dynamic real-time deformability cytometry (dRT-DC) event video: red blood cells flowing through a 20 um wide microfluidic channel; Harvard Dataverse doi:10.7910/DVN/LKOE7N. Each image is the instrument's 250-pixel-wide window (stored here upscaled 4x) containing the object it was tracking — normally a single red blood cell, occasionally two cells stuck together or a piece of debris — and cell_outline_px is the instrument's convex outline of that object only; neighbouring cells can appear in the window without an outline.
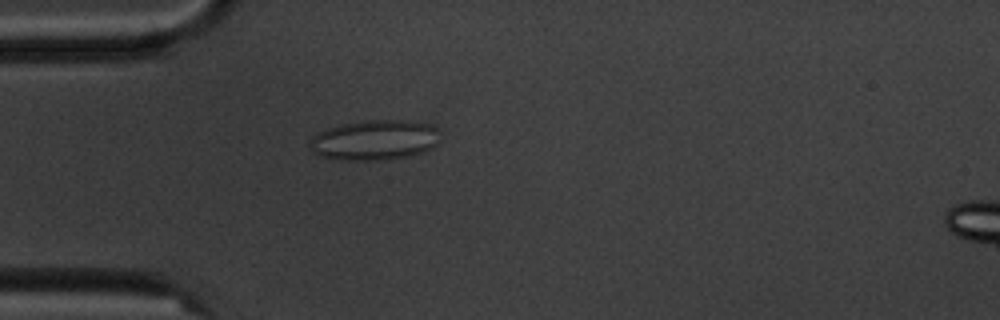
{"species": "common noctule bat (a hibernating species)", "species_latin": "Nyctalus noctula", "temperature_condition": "cold", "stored_images_in_passage": 6, "camera_frame_rate_fps": 3000, "um_per_image_px": 0.085, "animal": {"sex": "male", "body_mass_g": 20.1, "forearm_length_mm": 53.5}, "frame": {"image": 1, "passage_image": 5, "time_ms": 4.333, "image_size_px": [1000, 320], "cell_outline_px": [[436, 144], [432, 148], [424, 152], [408, 156], [376, 160], [340, 160], [324, 156], [312, 152], [308, 144], [312, 136], [316, 132], [328, 128], [344, 124], [368, 120], [404, 120], [428, 124], [436, 128]], "centroid_in_image_um": [31.78, 11.91], "position_along_channel_um": 53.2, "area_um2": 30.17}}